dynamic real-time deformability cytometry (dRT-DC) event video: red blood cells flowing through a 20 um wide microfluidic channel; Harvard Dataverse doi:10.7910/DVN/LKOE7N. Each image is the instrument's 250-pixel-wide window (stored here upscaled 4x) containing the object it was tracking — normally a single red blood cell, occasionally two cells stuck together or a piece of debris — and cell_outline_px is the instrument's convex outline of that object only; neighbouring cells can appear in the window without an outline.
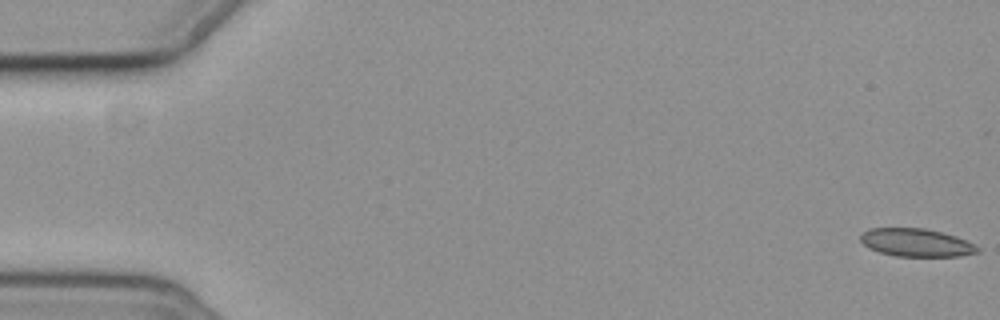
{"species": "common noctule bat (a hibernating species)", "species_latin": "Nyctalus noctula", "temperature_condition": "cold", "stored_images_in_passage": 6, "camera_frame_rate_fps": 3000, "um_per_image_px": 0.085, "animal": {"sex": "female", "body_mass_g": 19.3, "forearm_length_mm": 54.1}, "frame": {"image": 1, "passage_image": 1, "time_ms": 0.0, "image_size_px": [1000, 320], "cell_outline_px": [[980, 252], [960, 256], [896, 256], [880, 252], [868, 248], [860, 240], [860, 236], [864, 232], [872, 228], [924, 228], [956, 236], [980, 248]], "centroid_in_image_um": [77.88, 20.62], "position_along_channel_um": 7.1, "area_um2": 18.9}}